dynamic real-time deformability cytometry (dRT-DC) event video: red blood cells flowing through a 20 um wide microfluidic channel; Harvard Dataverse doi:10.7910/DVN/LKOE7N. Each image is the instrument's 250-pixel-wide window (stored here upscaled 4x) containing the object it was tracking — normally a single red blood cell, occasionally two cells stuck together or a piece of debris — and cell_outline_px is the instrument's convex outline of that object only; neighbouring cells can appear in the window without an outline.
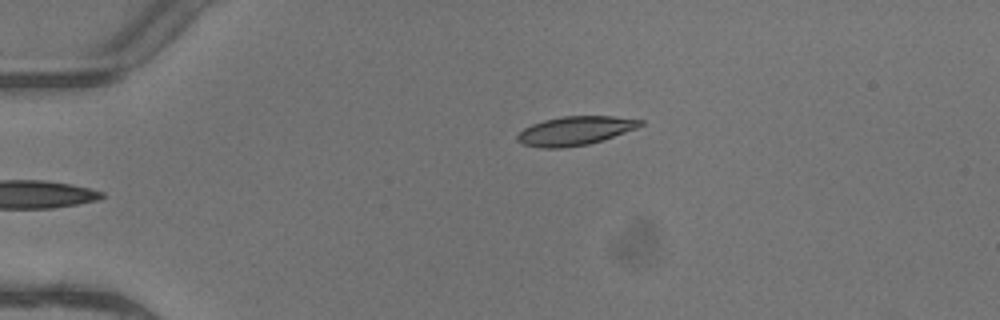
{"species": "common noctule bat (a hibernating species)", "species_latin": "Nyctalus noctula", "temperature_condition": "warm", "stored_images_in_passage": 5, "camera_frame_rate_fps": 3000, "um_per_image_px": 0.085, "animal": {"sex": "female"}, "frame": {"image": 1, "passage_image": 5, "time_ms": 1.333, "image_size_px": [1000, 320], "cell_outline_px": [[644, 124], [636, 128], [588, 144], [560, 148], [544, 148], [524, 144], [516, 140], [516, 136], [524, 128], [532, 124], [544, 120], [564, 116], [612, 116], [644, 120]], "centroid_in_image_um": [48.87, 11.1], "position_along_channel_um": 36.1, "area_um2": 20.35}}